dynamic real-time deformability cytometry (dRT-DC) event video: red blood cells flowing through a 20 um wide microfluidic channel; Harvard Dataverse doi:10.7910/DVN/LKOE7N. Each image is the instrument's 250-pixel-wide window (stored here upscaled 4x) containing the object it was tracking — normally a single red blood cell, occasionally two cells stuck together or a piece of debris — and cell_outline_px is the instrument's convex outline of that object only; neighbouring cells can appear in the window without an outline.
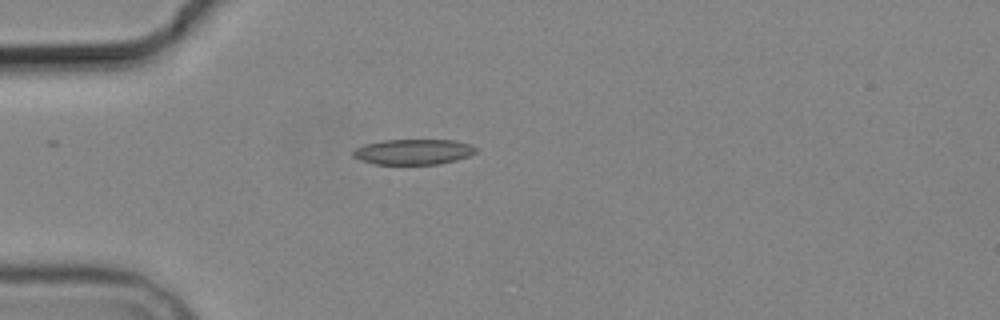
{"species": "common noctule bat (a hibernating species)", "species_latin": "Nyctalus noctula", "temperature_condition": "cold", "stored_images_in_passage": 1, "camera_frame_rate_fps": 3000, "um_per_image_px": 0.085, "animal": {"sex": "male", "body_mass_g": 19.2, "forearm_length_mm": 51.8}, "frame": {"image": 1, "passage_image": 1, "time_ms": 0.0, "image_size_px": [1000, 320], "cell_outline_px": [[476, 152], [468, 156], [456, 160], [440, 164], [376, 164], [360, 160], [352, 156], [352, 152], [356, 148], [364, 144], [384, 140], [456, 140], [472, 144], [476, 148]], "centroid_in_image_um": [35.14, 12.9], "position_along_channel_um": 49.9, "area_um2": 18.26}}